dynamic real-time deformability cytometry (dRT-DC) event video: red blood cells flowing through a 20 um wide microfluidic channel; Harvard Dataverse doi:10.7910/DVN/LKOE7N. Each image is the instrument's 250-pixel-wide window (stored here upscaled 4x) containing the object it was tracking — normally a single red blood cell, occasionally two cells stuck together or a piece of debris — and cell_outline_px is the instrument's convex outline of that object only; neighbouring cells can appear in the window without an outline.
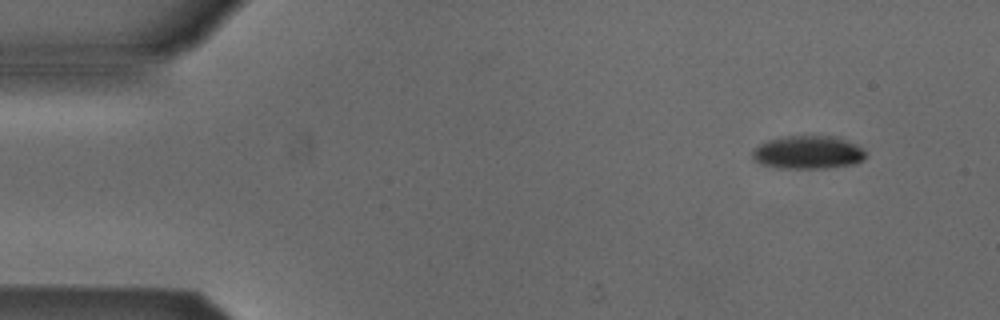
{"species": "Egyptian fruit bat (a non-hibernating species)", "species_latin": "Rousettus aegyptiacus", "temperature_condition": "cold", "stored_images_in_passage": 5, "camera_frame_rate_fps": 3000, "um_per_image_px": 0.085, "animal": {"sex": "male"}, "frame": {"image": 1, "passage_image": 1, "time_ms": 0.0, "image_size_px": [1000, 320], "cell_outline_px": [[864, 160], [856, 164], [828, 168], [776, 168], [760, 164], [752, 160], [752, 152], [760, 144], [768, 140], [792, 136], [836, 136], [856, 144], [864, 152]], "centroid_in_image_um": [68.67, 12.97], "position_along_channel_um": 16.3, "area_um2": 21.91}}
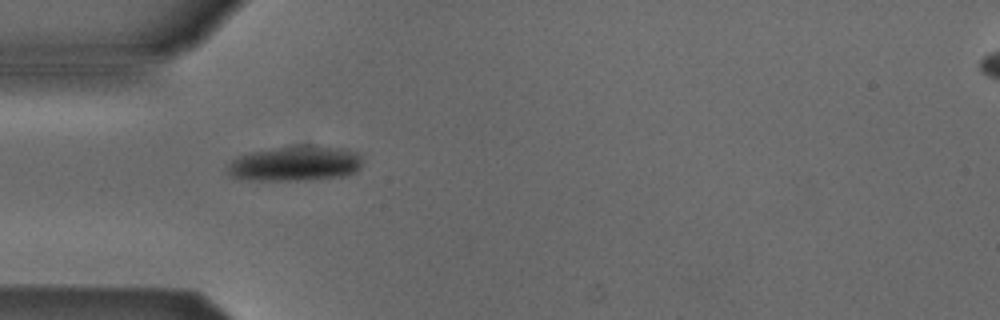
{"frame": {"image": 2, "passage_image": 4, "time_ms": 3.667, "image_size_px": [1000, 320], "cell_outline_px": [[360, 168], [356, 172], [344, 176], [304, 180], [240, 180], [232, 176], [228, 172], [228, 164], [236, 156], [252, 152], [292, 144], [308, 144], [340, 148], [356, 152], [360, 156]], "centroid_in_image_um": [25.07, 13.89], "position_along_channel_um": 59.9, "area_um2": 27.98}}
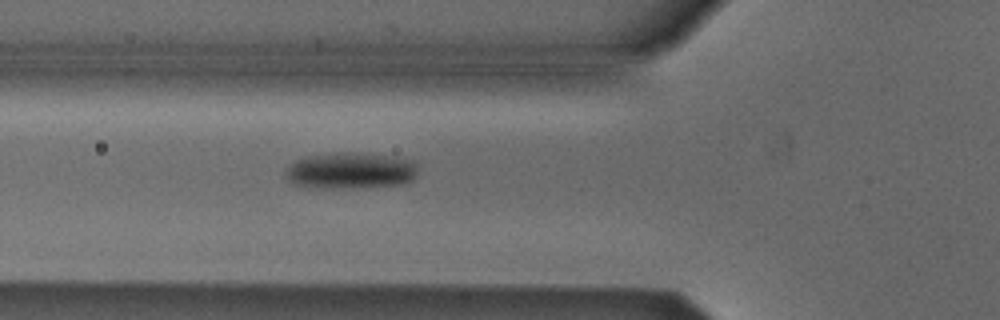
{"frame": {"image": 3, "passage_image": 5, "time_ms": 4.667, "image_size_px": [1000, 320], "cell_outline_px": [[416, 172], [412, 180], [396, 184], [296, 184], [288, 180], [284, 176], [288, 168], [296, 160], [304, 156], [332, 152], [360, 152], [396, 156], [416, 160]], "centroid_in_image_um": [29.86, 14.37], "position_along_channel_um": 95.9, "area_um2": 26.36}}